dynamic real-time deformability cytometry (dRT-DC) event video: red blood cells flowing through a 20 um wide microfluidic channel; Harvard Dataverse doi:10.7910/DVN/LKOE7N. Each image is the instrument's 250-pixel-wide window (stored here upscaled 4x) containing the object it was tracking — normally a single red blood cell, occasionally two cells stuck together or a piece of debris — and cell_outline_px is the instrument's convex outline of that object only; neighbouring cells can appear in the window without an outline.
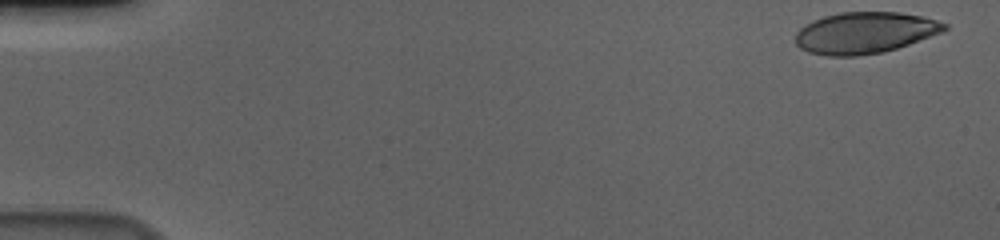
{"species": "human", "species_latin": "Homo sapiens", "temperature_condition": "cold", "stored_images_in_passage": 56, "camera_frame_rate_fps": 3000, "um_per_image_px": 0.085, "donor": {"sex": "male"}, "frame": {"image": 1, "passage_image": 1, "time_ms": 0.0, "image_size_px": [1000, 240], "cell_outline_px": [[948, 28], [944, 32], [884, 52], [856, 56], [828, 56], [808, 52], [800, 48], [796, 44], [796, 32], [804, 24], [812, 20], [824, 16], [840, 12], [900, 12], [920, 16], [936, 20], [948, 24]], "centroid_in_image_um": [73.5, 2.78], "position_along_channel_um": 11.5, "area_um2": 36.07}}
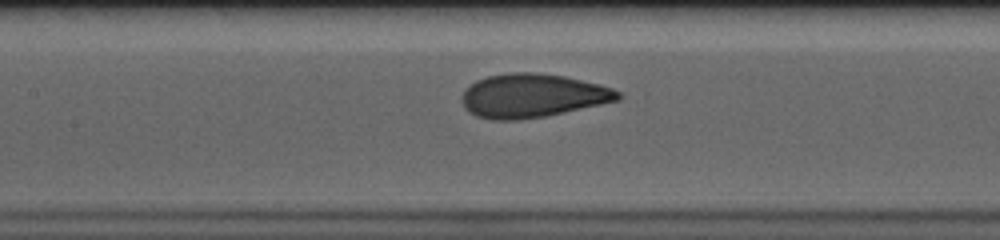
{"frame": {"image": 2, "passage_image": 26, "time_ms": 8.333, "image_size_px": [1000, 240], "cell_outline_px": [[620, 100], [544, 116], [516, 120], [492, 120], [476, 116], [468, 112], [464, 108], [460, 100], [460, 96], [464, 88], [476, 80], [488, 76], [508, 72], [536, 72], [564, 76], [600, 84], [612, 88], [620, 92]], "centroid_in_image_um": [45.19, 8.12], "position_along_channel_um": 162.2, "area_um2": 40.0}}
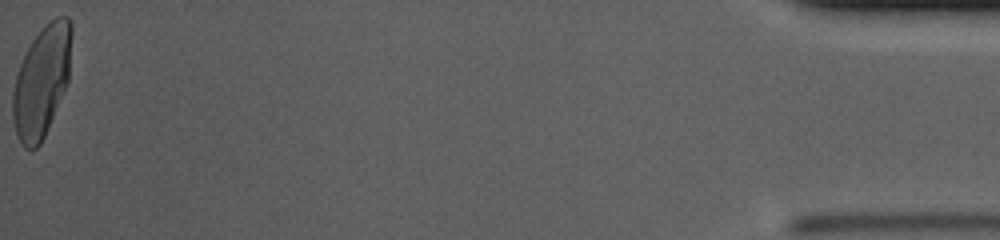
{"frame": {"image": 3, "passage_image": 56, "time_ms": 18.333, "image_size_px": [1000, 240], "cell_outline_px": [[72, 36], [68, 80], [48, 128], [40, 144], [36, 148], [24, 148], [20, 144], [16, 132], [12, 116], [12, 92], [16, 76], [20, 64], [32, 40], [44, 24], [56, 16], [68, 16], [72, 24]], "centroid_in_image_um": [3.54, 6.88], "position_along_channel_um": 431.7, "area_um2": 37.97}, "authors_computed_cell_mechanics": {"area_um2": 38.3503, "velocity_mm_per_s": 3.6453, "shape_relaxation_time_tau1_ms": 5.0925, "shape_relaxation_time_tau2_ms": null, "deformation_change_tau1": 0.203, "deformation_change_tau2": null}}